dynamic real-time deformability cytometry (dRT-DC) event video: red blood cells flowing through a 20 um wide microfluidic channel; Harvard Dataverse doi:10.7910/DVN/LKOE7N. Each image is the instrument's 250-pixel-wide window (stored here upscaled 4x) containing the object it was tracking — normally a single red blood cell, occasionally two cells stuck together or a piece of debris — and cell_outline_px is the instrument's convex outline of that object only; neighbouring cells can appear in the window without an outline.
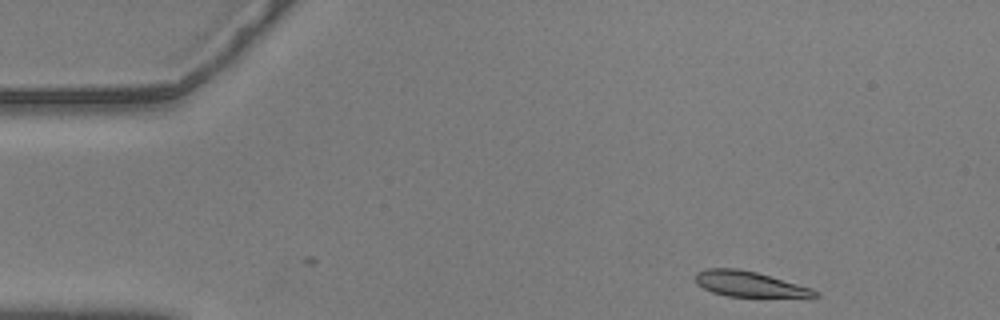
{"species": "common noctule bat (a hibernating species)", "species_latin": "Nyctalus noctula", "temperature_condition": "warm", "stored_images_in_passage": 51, "camera_frame_rate_fps": 3000, "um_per_image_px": 0.085, "animal": {"sex": "male", "body_mass_g": 20.5, "forearm_length_mm": 52.5}, "frame": {"image": 1, "passage_image": 1, "time_ms": 0.0, "image_size_px": [1000, 320], "cell_outline_px": [[820, 296], [812, 300], [728, 296], [712, 292], [696, 284], [696, 272], [704, 268], [736, 268], [756, 272], [812, 288], [820, 292]], "centroid_in_image_um": [63.87, 24.21], "position_along_channel_um": 21.1, "area_um2": 18.73}}
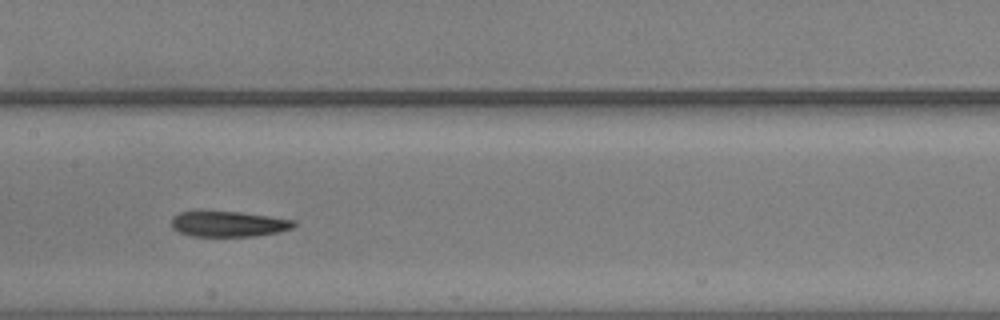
{"frame": {"image": 2, "passage_image": 22, "time_ms": 7.0, "image_size_px": [1000, 320], "cell_outline_px": [[296, 224], [292, 228], [276, 232], [256, 236], [192, 236], [180, 232], [172, 228], [172, 216], [180, 212], [200, 208], [240, 212], [296, 220]], "centroid_in_image_um": [19.34, 18.99], "position_along_channel_um": 188.1, "area_um2": 18.84}}
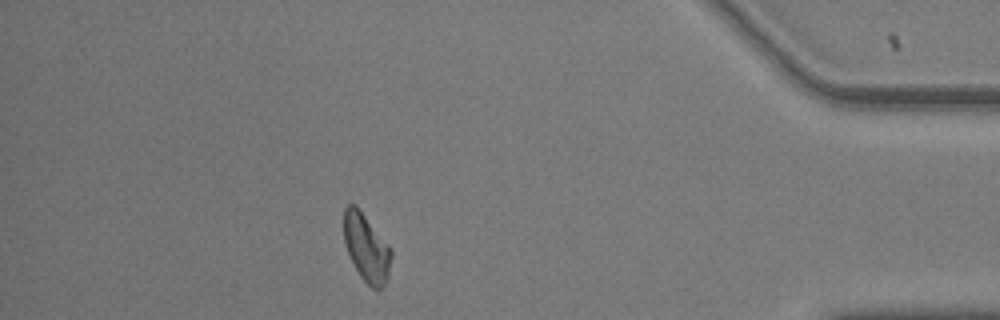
{"frame": {"image": 3, "passage_image": 44, "time_ms": 14.333, "image_size_px": [1000, 320], "cell_outline_px": [[392, 256], [388, 276], [380, 292], [376, 292], [360, 276], [344, 244], [344, 208], [348, 204], [356, 204], [392, 248]], "centroid_in_image_um": [31.17, 21.06], "position_along_channel_um": 404.0, "area_um2": 18.9}, "authors_computed_cell_mechanics": {"area_um2": 18.8428, "velocity_mm_per_s": 3.5711, "shape_relaxation_time_tau1_ms": 8.9798, "shape_relaxation_time_tau2_ms": 4.5764, "deformation_change_tau1": 0.1903, "deformation_change_tau2": 0.1113}}